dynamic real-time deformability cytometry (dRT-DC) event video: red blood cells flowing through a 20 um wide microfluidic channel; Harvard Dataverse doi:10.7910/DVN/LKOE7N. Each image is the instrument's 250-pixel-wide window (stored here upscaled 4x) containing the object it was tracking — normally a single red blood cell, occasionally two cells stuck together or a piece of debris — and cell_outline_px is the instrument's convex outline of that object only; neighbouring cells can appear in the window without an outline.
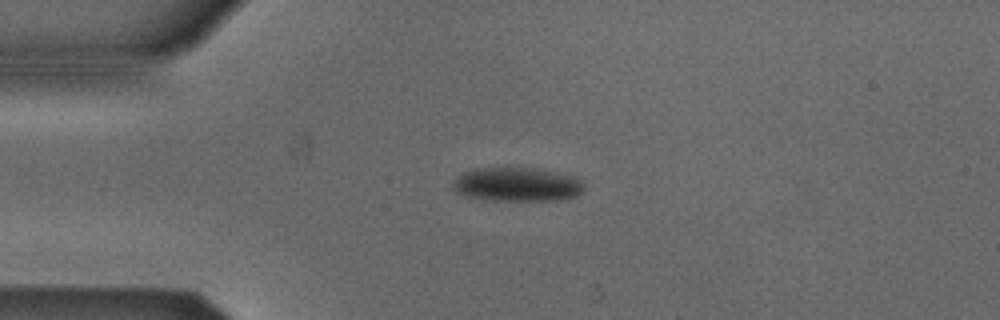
{"species": "Egyptian fruit bat (a non-hibernating species)", "species_latin": "Rousettus aegyptiacus", "temperature_condition": "cold", "stored_images_in_passage": 41, "camera_frame_rate_fps": 3000, "um_per_image_px": 0.085, "animal": {"sex": "male"}, "frame": {"image": 1, "passage_image": 1, "time_ms": 0.0, "image_size_px": [1000, 320], "cell_outline_px": [[584, 188], [576, 196], [560, 200], [492, 200], [468, 196], [456, 192], [452, 188], [452, 180], [464, 172], [472, 168], [532, 168], [556, 172], [576, 176], [584, 180]], "centroid_in_image_um": [43.97, 15.67], "position_along_channel_um": 41.0, "area_um2": 26.07}}
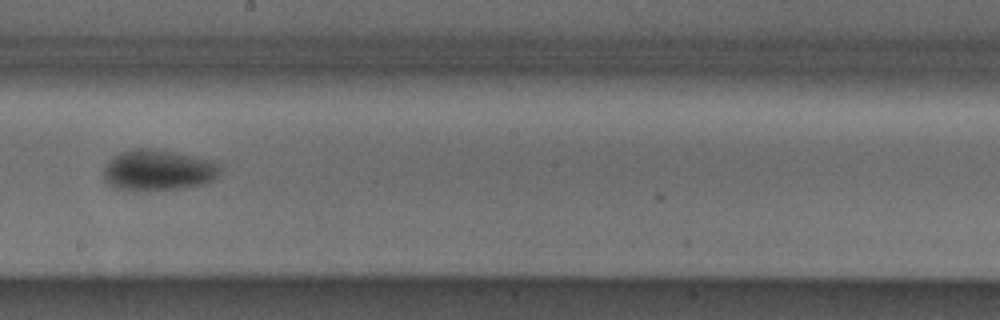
{"frame": {"image": 2, "passage_image": 18, "time_ms": 5.667, "image_size_px": [1000, 320], "cell_outline_px": [[220, 172], [208, 184], [156, 192], [140, 192], [116, 188], [108, 184], [104, 180], [104, 168], [108, 160], [112, 156], [120, 152], [140, 148], [148, 148], [172, 152], [216, 160], [220, 164]], "centroid_in_image_um": [13.45, 14.5], "position_along_channel_um": 234.7, "area_um2": 28.5}}
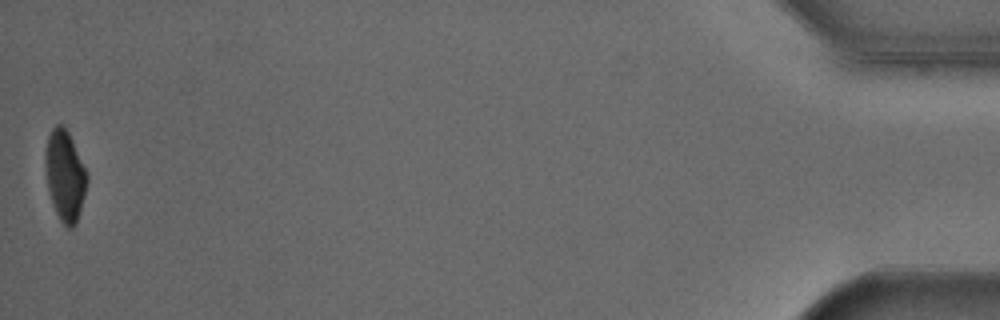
{"frame": {"image": 3, "passage_image": 41, "time_ms": 13.333, "image_size_px": [1000, 320], "cell_outline_px": [[88, 180], [76, 224], [72, 228], [68, 228], [60, 220], [52, 204], [48, 188], [44, 160], [44, 156], [48, 136], [52, 128], [56, 124], [60, 124], [68, 132], [88, 172]], "centroid_in_image_um": [5.52, 14.92], "position_along_channel_um": 429.7, "area_um2": 21.91}, "authors_computed_cell_mechanics": {"area_um2": 26.299, "velocity_mm_per_s": 3.8559, "shape_relaxation_time_tau1_ms": 2.6318, "shape_relaxation_time_tau2_ms": null, "deformation_change_tau1": 0.0878, "deformation_change_tau2": null}}